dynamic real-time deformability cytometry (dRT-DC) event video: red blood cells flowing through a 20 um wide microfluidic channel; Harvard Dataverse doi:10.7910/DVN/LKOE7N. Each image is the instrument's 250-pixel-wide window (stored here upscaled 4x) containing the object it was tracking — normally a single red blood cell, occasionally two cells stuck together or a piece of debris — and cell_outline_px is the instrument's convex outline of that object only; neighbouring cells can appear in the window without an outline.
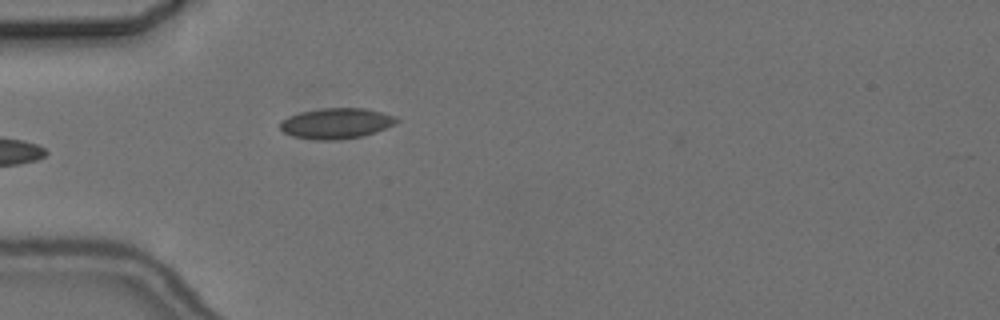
{"species": "common noctule bat (a hibernating species)", "species_latin": "Nyctalus noctula", "temperature_condition": "cold", "stored_images_in_passage": 4, "camera_frame_rate_fps": 3000, "um_per_image_px": 0.085, "animal": {"sex": "female", "body_mass_g": 24.6, "forearm_length_mm": 56.2}, "frame": {"image": 1, "passage_image": 4, "time_ms": 3.333, "image_size_px": [1000, 320], "cell_outline_px": [[400, 120], [376, 132], [360, 136], [336, 140], [316, 140], [292, 136], [284, 132], [280, 128], [280, 120], [288, 116], [300, 112], [320, 108], [364, 108], [380, 112], [392, 116]], "centroid_in_image_um": [28.51, 10.48], "position_along_channel_um": 56.5, "area_um2": 20.58}}